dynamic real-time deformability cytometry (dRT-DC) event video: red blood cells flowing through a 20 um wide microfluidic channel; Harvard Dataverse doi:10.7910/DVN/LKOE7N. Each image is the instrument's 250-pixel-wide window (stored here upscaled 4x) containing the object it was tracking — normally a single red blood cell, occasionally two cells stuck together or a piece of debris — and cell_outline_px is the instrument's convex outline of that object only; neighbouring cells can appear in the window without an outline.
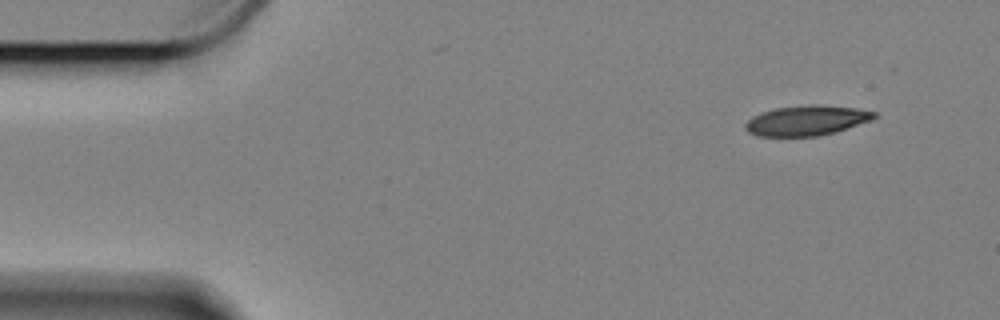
{"species": "Egyptian fruit bat (a non-hibernating species)", "species_latin": "Rousettus aegyptiacus", "temperature_condition": "cold", "stored_images_in_passage": 27, "camera_frame_rate_fps": 3000, "um_per_image_px": 0.085, "animal": {"sex": "female"}, "frame": {"image": 1, "passage_image": 1, "time_ms": 0.0, "image_size_px": [1000, 320], "cell_outline_px": [[880, 116], [872, 120], [836, 132], [820, 136], [756, 136], [748, 132], [744, 128], [744, 124], [752, 116], [760, 112], [776, 108], [808, 104], [820, 104], [856, 108], [876, 112]], "centroid_in_image_um": [68.58, 10.24], "position_along_channel_um": 16.4, "area_um2": 22.95}}
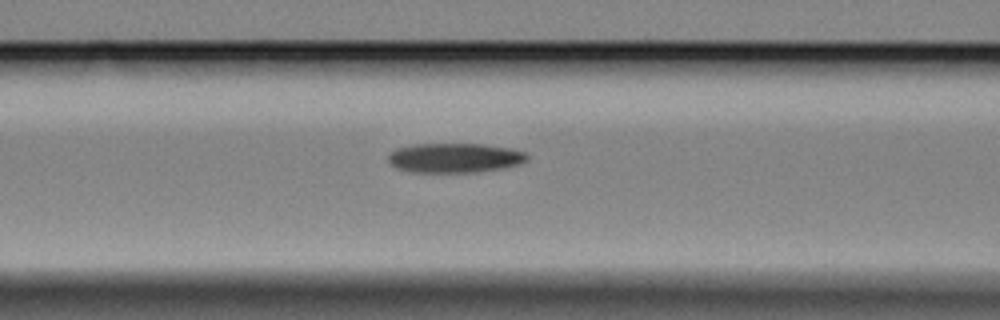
{"frame": {"image": 2, "passage_image": 19, "time_ms": 6.0, "image_size_px": [1000, 320], "cell_outline_px": [[528, 160], [504, 168], [476, 172], [408, 172], [396, 168], [388, 160], [388, 156], [396, 148], [412, 144], [480, 144], [512, 148], [524, 152], [528, 156]], "centroid_in_image_um": [38.63, 13.42], "position_along_channel_um": 128.0, "area_um2": 23.93}}
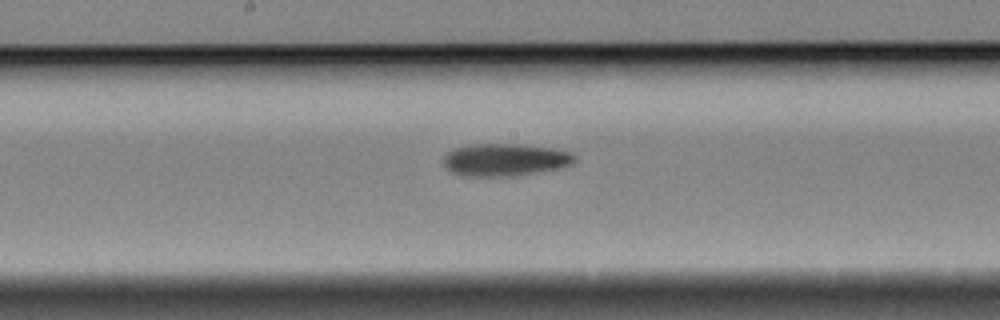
{"frame": {"image": 3, "passage_image": 26, "time_ms": 8.333, "image_size_px": [1000, 320], "cell_outline_px": [[576, 160], [572, 164], [560, 168], [516, 176], [464, 176], [452, 172], [444, 164], [444, 156], [452, 148], [472, 144], [520, 144], [552, 148], [572, 152], [576, 156]], "centroid_in_image_um": [42.95, 13.58], "position_along_channel_um": 205.2, "area_um2": 24.97}}